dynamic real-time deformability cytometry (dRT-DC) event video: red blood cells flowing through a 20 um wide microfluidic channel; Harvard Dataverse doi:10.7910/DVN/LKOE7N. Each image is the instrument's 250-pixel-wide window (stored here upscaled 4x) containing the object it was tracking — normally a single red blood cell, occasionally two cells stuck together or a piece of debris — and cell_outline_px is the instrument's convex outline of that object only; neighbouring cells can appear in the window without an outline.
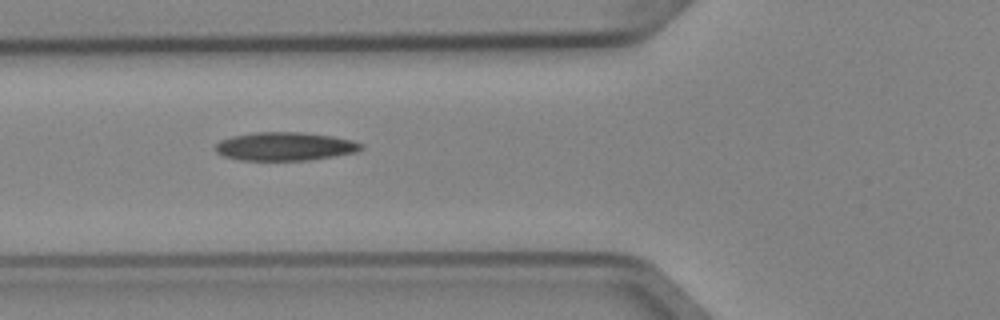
{"species": "Egyptian fruit bat (a non-hibernating species)", "species_latin": "Rousettus aegyptiacus", "temperature_condition": "cold", "stored_images_in_passage": 5, "camera_frame_rate_fps": 3000, "um_per_image_px": 0.085, "animal": {"sex": "female"}, "frame": {"image": 1, "passage_image": 3, "time_ms": 0.667, "image_size_px": [1000, 320], "cell_outline_px": [[364, 148], [356, 152], [308, 160], [240, 160], [224, 156], [216, 152], [216, 144], [220, 140], [232, 136], [256, 132], [300, 132], [332, 136], [352, 140], [364, 144]], "centroid_in_image_um": [24.23, 12.44], "position_along_channel_um": 101.6, "area_um2": 24.04}}
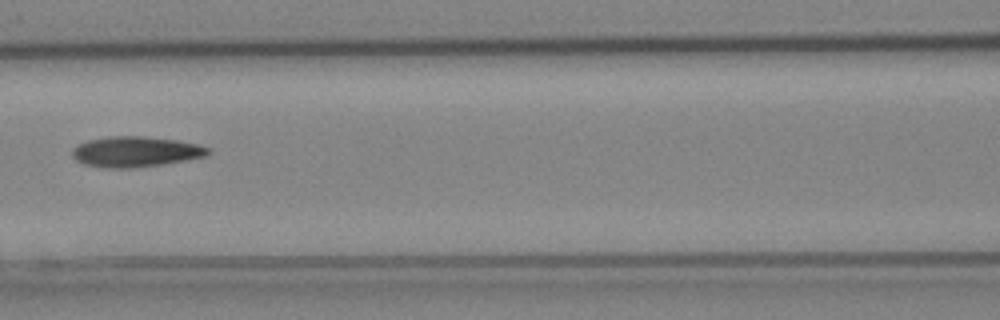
{"frame": {"image": 2, "passage_image": 4, "time_ms": 1.0, "image_size_px": [1000, 320], "cell_outline_px": [[208, 152], [204, 156], [188, 160], [164, 164], [128, 168], [108, 168], [84, 164], [76, 160], [72, 156], [72, 148], [76, 144], [88, 140], [108, 136], [144, 136], [176, 140], [196, 144], [208, 148]], "centroid_in_image_um": [11.46, 12.89], "position_along_channel_um": 155.1, "area_um2": 24.04}}